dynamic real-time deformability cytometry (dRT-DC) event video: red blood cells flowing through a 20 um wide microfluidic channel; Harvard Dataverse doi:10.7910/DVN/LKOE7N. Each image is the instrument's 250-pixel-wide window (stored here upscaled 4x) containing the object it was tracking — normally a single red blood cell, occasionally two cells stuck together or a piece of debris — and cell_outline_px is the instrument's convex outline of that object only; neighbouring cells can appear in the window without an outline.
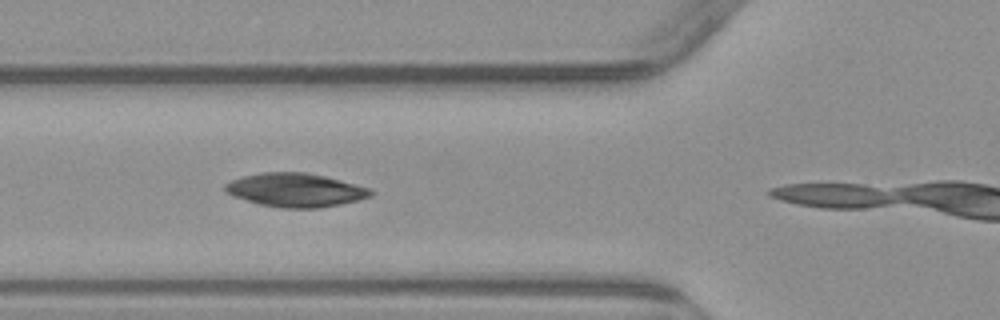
{"species": "common noctule bat (a hibernating species)", "species_latin": "Nyctalus noctula", "temperature_condition": "warm", "stored_images_in_passage": 5, "camera_frame_rate_fps": 3000, "um_per_image_px": 0.085, "animal": {"sex": "male", "body_mass_g": 23.1, "forearm_length_mm": 52.7}, "frame": {"image": 1, "passage_image": 2, "time_ms": 1.667, "image_size_px": [1000, 320], "cell_outline_px": [[376, 192], [372, 196], [340, 204], [316, 208], [280, 208], [260, 204], [224, 192], [224, 184], [232, 180], [244, 176], [260, 172], [304, 172], [324, 176], [372, 188]], "centroid_in_image_um": [25.14, 16.15], "position_along_channel_um": 100.7, "area_um2": 28.44}}